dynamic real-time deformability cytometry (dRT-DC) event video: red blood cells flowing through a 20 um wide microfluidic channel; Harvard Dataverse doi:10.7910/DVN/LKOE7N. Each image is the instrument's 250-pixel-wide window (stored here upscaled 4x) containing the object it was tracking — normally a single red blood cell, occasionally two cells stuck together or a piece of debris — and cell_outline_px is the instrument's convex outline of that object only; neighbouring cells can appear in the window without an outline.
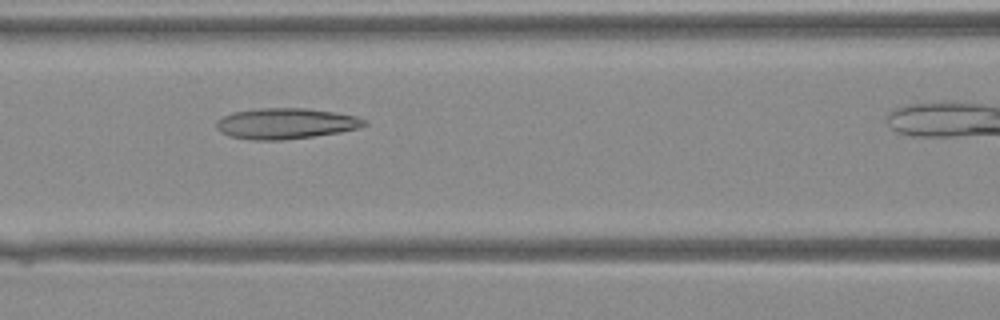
{"species": "Egyptian fruit bat (a non-hibernating species)", "species_latin": "Rousettus aegyptiacus", "temperature_condition": "warm", "stored_images_in_passage": 30, "camera_frame_rate_fps": 3000, "um_per_image_px": 0.085, "animal": {"sex": "female"}, "frame": {"image": 1, "passage_image": 14, "time_ms": 4.333, "image_size_px": [1000, 320], "cell_outline_px": [[368, 124], [356, 128], [340, 132], [312, 136], [280, 140], [252, 140], [228, 136], [220, 132], [216, 128], [216, 120], [232, 112], [256, 108], [304, 108], [336, 112], [356, 116], [368, 120]], "centroid_in_image_um": [24.26, 10.49], "position_along_channel_um": 142.3, "area_um2": 26.65}}
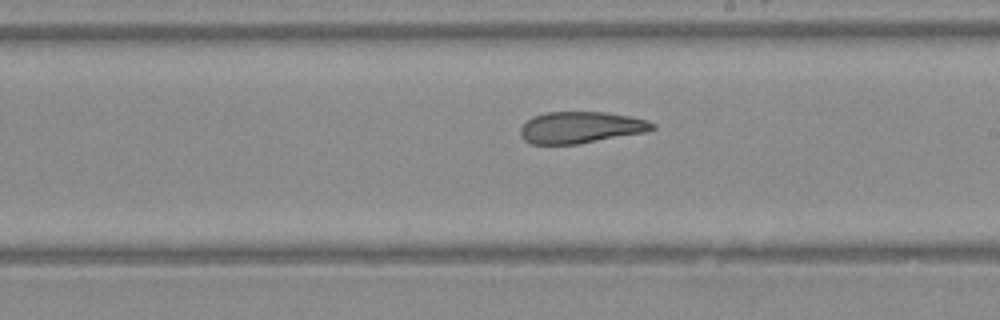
{"frame": {"image": 2, "passage_image": 20, "time_ms": 6.333, "image_size_px": [1000, 320], "cell_outline_px": [[656, 128], [644, 132], [576, 144], [532, 144], [524, 140], [520, 132], [520, 128], [532, 116], [544, 112], [604, 112], [628, 116], [648, 120], [656, 124]], "centroid_in_image_um": [49.34, 10.82], "position_along_channel_um": 239.7, "area_um2": 24.1}}
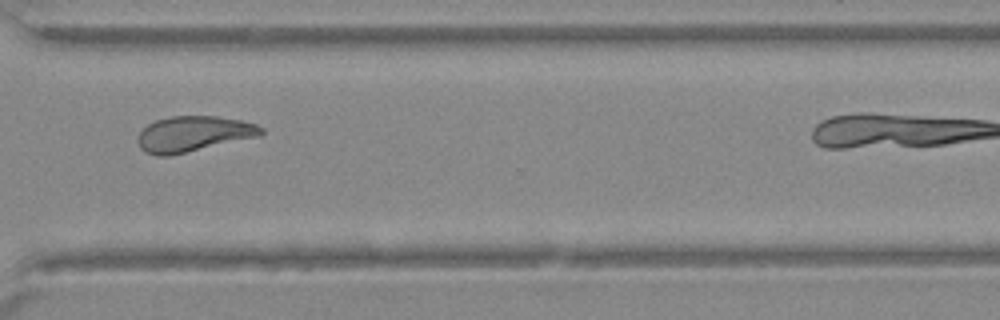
{"frame": {"image": 3, "passage_image": 27, "time_ms": 8.667, "image_size_px": [1000, 320], "cell_outline_px": [[264, 132], [260, 136], [168, 156], [156, 156], [144, 152], [140, 148], [136, 140], [136, 136], [148, 124], [156, 120], [168, 116], [216, 116], [240, 120], [256, 124], [264, 128]], "centroid_in_image_um": [16.41, 11.38], "position_along_channel_um": 354.2, "area_um2": 25.66}}